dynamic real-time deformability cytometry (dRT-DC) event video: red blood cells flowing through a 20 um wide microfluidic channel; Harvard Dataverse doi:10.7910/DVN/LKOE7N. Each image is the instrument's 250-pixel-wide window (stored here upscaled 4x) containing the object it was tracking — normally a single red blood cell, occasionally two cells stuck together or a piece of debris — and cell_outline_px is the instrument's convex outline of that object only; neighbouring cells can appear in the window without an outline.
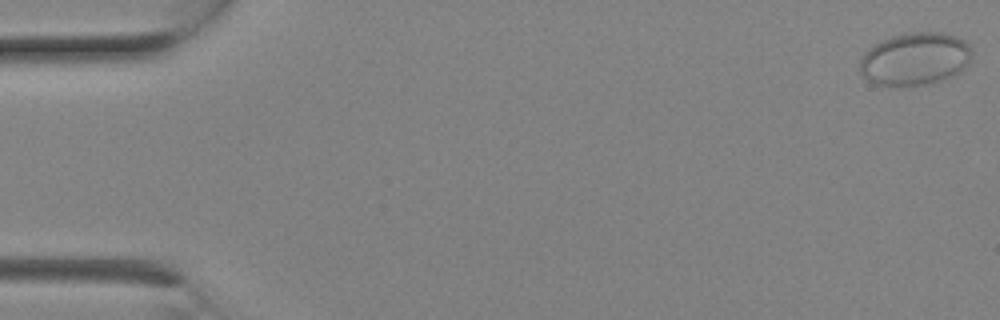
{"species": "Egyptian fruit bat (a non-hibernating species)", "species_latin": "Rousettus aegyptiacus", "temperature_condition": "room temperature", "stored_images_in_passage": 11, "camera_frame_rate_fps": 3000, "um_per_image_px": 0.085, "animal": {"sex": "female"}, "frame": {"image": 1, "passage_image": 1, "time_ms": 0.0, "image_size_px": [1000, 320], "cell_outline_px": [[972, 56], [968, 64], [956, 76], [944, 80], [924, 84], [876, 84], [868, 80], [860, 72], [860, 56], [864, 52], [876, 44], [892, 36], [908, 32], [940, 32], [956, 36], [964, 40], [968, 44], [972, 52]], "centroid_in_image_um": [77.82, 4.99], "position_along_channel_um": 7.2, "area_um2": 34.28}}
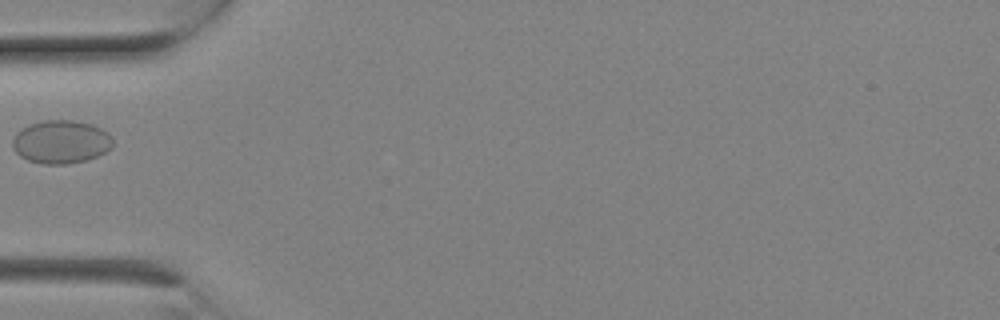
{"frame": {"image": 2, "passage_image": 8, "time_ms": 2.333, "image_size_px": [1000, 320], "cell_outline_px": [[112, 148], [88, 160], [68, 164], [44, 164], [28, 160], [20, 156], [12, 148], [12, 140], [16, 132], [20, 128], [28, 124], [44, 120], [72, 120], [92, 124], [108, 132], [112, 140]], "centroid_in_image_um": [5.16, 12.05], "position_along_channel_um": 79.8, "area_um2": 25.49}}
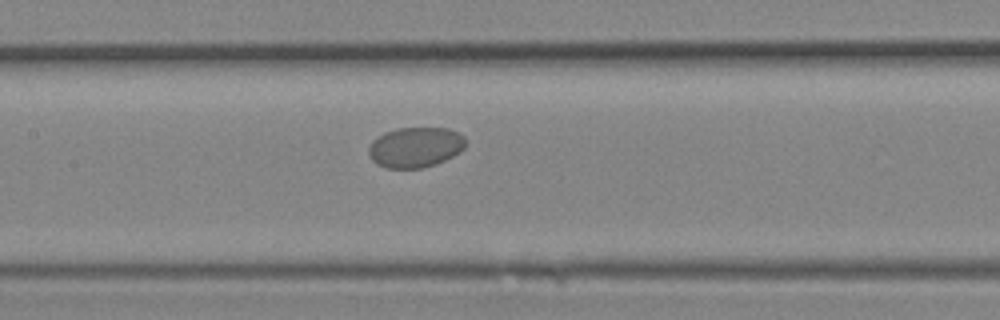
{"frame": {"image": 3, "passage_image": 11, "time_ms": 3.333, "image_size_px": [1000, 320], "cell_outline_px": [[464, 148], [460, 152], [436, 164], [420, 168], [384, 168], [376, 164], [372, 160], [368, 152], [368, 148], [372, 140], [384, 132], [396, 128], [448, 128], [460, 132], [464, 136]], "centroid_in_image_um": [35.28, 12.51], "position_along_channel_um": 172.1, "area_um2": 22.95}}